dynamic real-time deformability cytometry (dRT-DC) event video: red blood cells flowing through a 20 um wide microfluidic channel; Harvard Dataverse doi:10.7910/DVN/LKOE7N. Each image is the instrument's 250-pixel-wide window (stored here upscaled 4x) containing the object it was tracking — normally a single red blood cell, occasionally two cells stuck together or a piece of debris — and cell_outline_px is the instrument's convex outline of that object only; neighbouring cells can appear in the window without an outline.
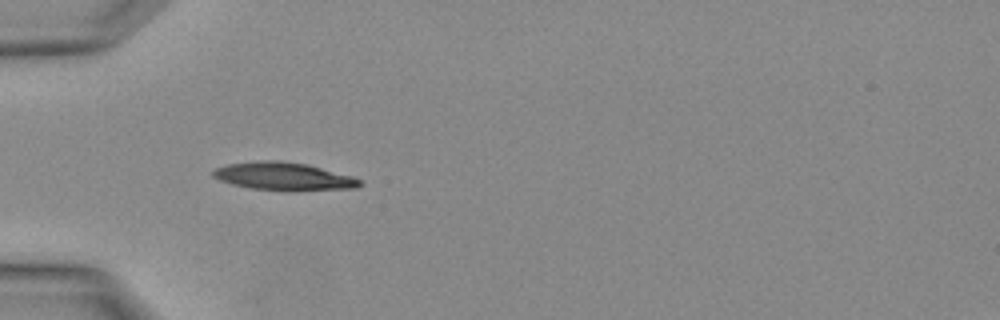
{"species": "Egyptian fruit bat (a non-hibernating species)", "species_latin": "Rousettus aegyptiacus", "temperature_condition": "warm", "stored_images_in_passage": 4, "camera_frame_rate_fps": 3000, "um_per_image_px": 0.085, "animal": {"sex": "female"}, "frame": {"image": 1, "passage_image": 3, "time_ms": 0.667, "image_size_px": [1000, 320], "cell_outline_px": [[364, 184], [356, 188], [252, 188], [232, 184], [220, 180], [212, 176], [212, 172], [216, 168], [228, 164], [260, 160], [280, 160], [308, 164], [352, 176], [360, 180]], "centroid_in_image_um": [24.07, 14.93], "position_along_channel_um": 60.9, "area_um2": 22.72}}
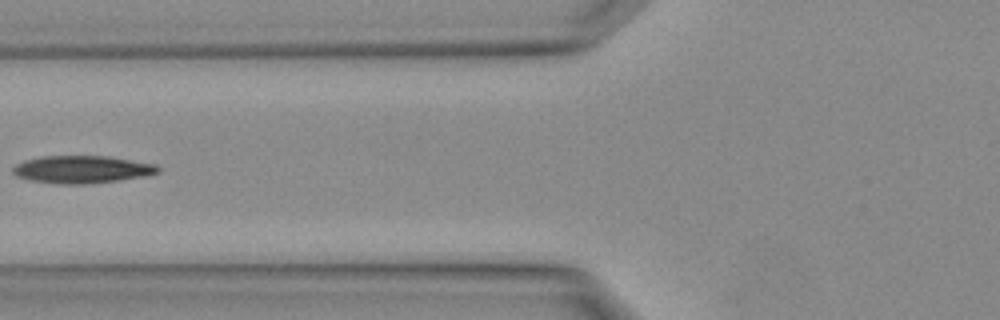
{"frame": {"image": 2, "passage_image": 4, "time_ms": 1.0, "image_size_px": [1000, 320], "cell_outline_px": [[160, 172], [144, 176], [88, 184], [56, 184], [32, 180], [16, 176], [12, 172], [12, 168], [16, 164], [24, 160], [40, 156], [108, 156], [156, 164], [160, 168]], "centroid_in_image_um": [6.95, 14.39], "position_along_channel_um": 118.9, "area_um2": 23.29}}